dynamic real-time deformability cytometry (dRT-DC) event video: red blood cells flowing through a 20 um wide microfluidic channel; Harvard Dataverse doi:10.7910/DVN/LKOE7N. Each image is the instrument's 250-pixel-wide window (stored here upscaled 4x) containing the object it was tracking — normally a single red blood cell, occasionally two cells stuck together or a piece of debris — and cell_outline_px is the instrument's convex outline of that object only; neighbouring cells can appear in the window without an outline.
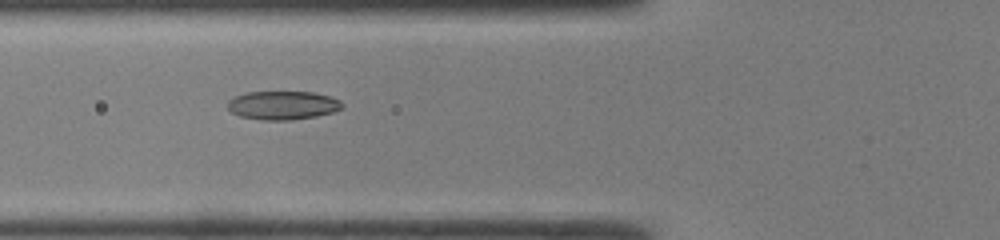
{"species": "common noctule bat (a hibernating species)", "species_latin": "Nyctalus noctula", "temperature_condition": "room temperature", "stored_images_in_passage": 48, "camera_frame_rate_fps": 3000, "um_per_image_px": 0.085, "animal": {"sex": "male", "body_mass_g": 19.0, "forearm_length_mm": 50.8}, "frame": {"image": 1, "passage_image": 19, "time_ms": 6.0, "image_size_px": [1000, 240], "cell_outline_px": [[344, 108], [332, 112], [316, 116], [292, 120], [260, 120], [240, 116], [232, 112], [228, 108], [228, 100], [236, 96], [248, 92], [312, 92], [328, 96], [340, 100], [344, 104]], "centroid_in_image_um": [24.05, 8.95], "position_along_channel_um": 101.7, "area_um2": 19.07}}
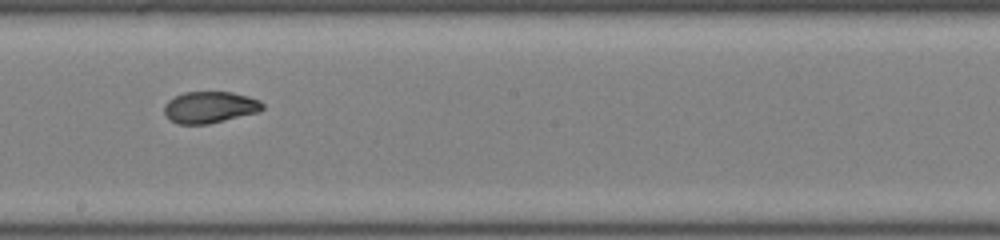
{"frame": {"image": 2, "passage_image": 28, "time_ms": 9.0, "image_size_px": [1000, 240], "cell_outline_px": [[264, 108], [260, 112], [208, 124], [176, 124], [168, 120], [164, 112], [164, 104], [168, 100], [184, 92], [232, 92], [248, 96], [260, 100], [264, 104]], "centroid_in_image_um": [17.83, 9.12], "position_along_channel_um": 230.4, "area_um2": 18.32}}
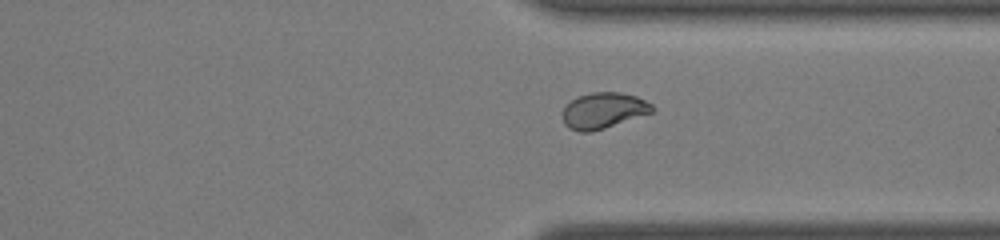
{"frame": {"image": 3, "passage_image": 37, "time_ms": 12.0, "image_size_px": [1000, 240], "cell_outline_px": [[656, 112], [592, 132], [580, 132], [568, 128], [564, 124], [564, 108], [576, 96], [592, 92], [620, 92], [636, 96], [652, 104], [656, 108]], "centroid_in_image_um": [51.34, 9.4], "position_along_channel_um": 360.1, "area_um2": 18.96}, "authors_computed_cell_mechanics": {"area_um2": 19.0451, "velocity_mm_per_s": 4.2917, "shape_relaxation_time_tau1_ms": null, "shape_relaxation_time_tau2_ms": 1.5578, "deformation_change_tau1": null, "deformation_change_tau2": 0.057}}